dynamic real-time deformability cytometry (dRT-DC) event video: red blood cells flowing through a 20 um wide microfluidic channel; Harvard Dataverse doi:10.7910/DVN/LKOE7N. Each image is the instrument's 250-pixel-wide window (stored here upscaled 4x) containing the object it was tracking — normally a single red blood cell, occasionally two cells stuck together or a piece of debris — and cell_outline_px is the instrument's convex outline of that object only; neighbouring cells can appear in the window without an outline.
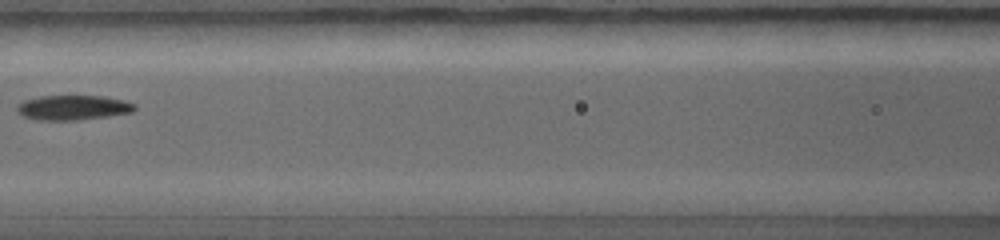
{"species": "common noctule bat (a hibernating species)", "species_latin": "Nyctalus noctula", "temperature_condition": "warm", "stored_images_in_passage": 9, "camera_frame_rate_fps": 5000, "um_per_image_px": 0.085, "animal": {"sex": "female", "body_mass_g": 19.0, "forearm_length_mm": 56.7}, "frame": {"image": 1, "passage_image": 6, "time_ms": 3.8, "image_size_px": [1000, 240], "cell_outline_px": [[136, 108], [132, 112], [108, 116], [76, 120], [40, 120], [24, 116], [16, 108], [24, 100], [40, 96], [104, 96], [124, 100], [136, 104]], "centroid_in_image_um": [6.26, 9.14], "position_along_channel_um": 160.3, "area_um2": 16.82}}
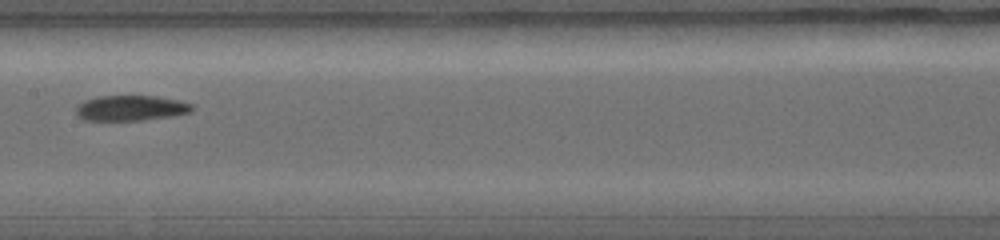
{"frame": {"image": 2, "passage_image": 7, "time_ms": 4.4, "image_size_px": [1000, 240], "cell_outline_px": [[192, 108], [188, 112], [168, 116], [140, 120], [84, 120], [76, 112], [76, 108], [84, 100], [96, 96], [156, 96], [176, 100], [192, 104]], "centroid_in_image_um": [11.06, 9.17], "position_along_channel_um": 196.3, "area_um2": 16.7}}
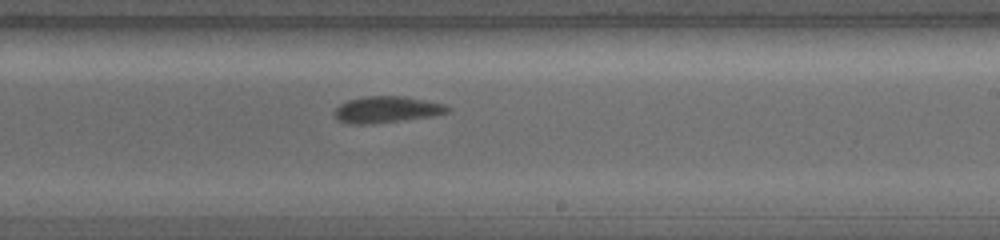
{"frame": {"image": 3, "passage_image": 9, "time_ms": 5.4, "image_size_px": [1000, 240], "cell_outline_px": [[452, 108], [448, 112], [432, 116], [372, 124], [352, 124], [340, 120], [336, 116], [336, 108], [340, 104], [348, 100], [368, 96], [404, 96], [444, 104]], "centroid_in_image_um": [32.91, 9.31], "position_along_channel_um": 256.1, "area_um2": 17.17}}